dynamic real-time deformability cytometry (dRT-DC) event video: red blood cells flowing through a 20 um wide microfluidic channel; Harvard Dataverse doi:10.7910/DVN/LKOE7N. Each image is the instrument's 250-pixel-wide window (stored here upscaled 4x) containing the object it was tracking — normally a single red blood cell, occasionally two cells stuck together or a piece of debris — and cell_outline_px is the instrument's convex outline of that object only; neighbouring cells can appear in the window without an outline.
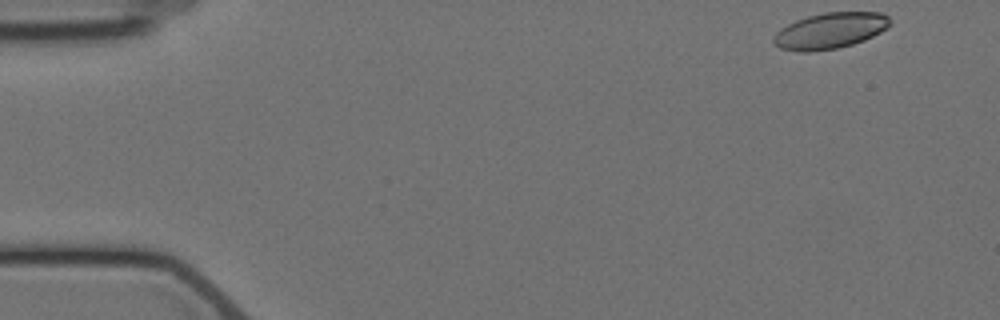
{"species": "Egyptian fruit bat (a non-hibernating species)", "species_latin": "Rousettus aegyptiacus", "temperature_condition": "cold", "stored_images_in_passage": 4, "camera_frame_rate_fps": 3000, "um_per_image_px": 0.085, "animal": {"sex": "female"}, "frame": {"image": 1, "passage_image": 1, "time_ms": 0.0, "image_size_px": [1000, 320], "cell_outline_px": [[892, 24], [888, 28], [864, 40], [852, 44], [836, 48], [808, 52], [804, 52], [780, 48], [772, 40], [772, 36], [776, 32], [788, 24], [796, 20], [808, 16], [824, 12], [880, 12], [888, 16], [892, 20]], "centroid_in_image_um": [70.58, 2.6], "position_along_channel_um": 14.4, "area_um2": 24.39}}